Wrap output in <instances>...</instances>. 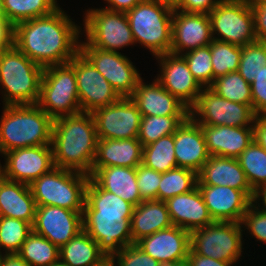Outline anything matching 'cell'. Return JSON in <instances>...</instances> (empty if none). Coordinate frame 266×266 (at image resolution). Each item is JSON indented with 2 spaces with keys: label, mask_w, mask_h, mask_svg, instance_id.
Instances as JSON below:
<instances>
[{
  "label": "cell",
  "mask_w": 266,
  "mask_h": 266,
  "mask_svg": "<svg viewBox=\"0 0 266 266\" xmlns=\"http://www.w3.org/2000/svg\"><path fill=\"white\" fill-rule=\"evenodd\" d=\"M80 26L59 7L13 26V45L42 68L68 63L80 51Z\"/></svg>",
  "instance_id": "cell-1"
},
{
  "label": "cell",
  "mask_w": 266,
  "mask_h": 266,
  "mask_svg": "<svg viewBox=\"0 0 266 266\" xmlns=\"http://www.w3.org/2000/svg\"><path fill=\"white\" fill-rule=\"evenodd\" d=\"M133 209L131 203L102 189L90 177L82 213L83 230L98 243L107 258L134 244L131 236Z\"/></svg>",
  "instance_id": "cell-2"
},
{
  "label": "cell",
  "mask_w": 266,
  "mask_h": 266,
  "mask_svg": "<svg viewBox=\"0 0 266 266\" xmlns=\"http://www.w3.org/2000/svg\"><path fill=\"white\" fill-rule=\"evenodd\" d=\"M97 132L91 113L80 112L53 121L54 166L91 174L96 156Z\"/></svg>",
  "instance_id": "cell-3"
},
{
  "label": "cell",
  "mask_w": 266,
  "mask_h": 266,
  "mask_svg": "<svg viewBox=\"0 0 266 266\" xmlns=\"http://www.w3.org/2000/svg\"><path fill=\"white\" fill-rule=\"evenodd\" d=\"M0 118V154L52 144L53 119L37 104L7 105Z\"/></svg>",
  "instance_id": "cell-4"
},
{
  "label": "cell",
  "mask_w": 266,
  "mask_h": 266,
  "mask_svg": "<svg viewBox=\"0 0 266 266\" xmlns=\"http://www.w3.org/2000/svg\"><path fill=\"white\" fill-rule=\"evenodd\" d=\"M43 71L44 68L14 45L0 51V86L4 90V106L36 104Z\"/></svg>",
  "instance_id": "cell-5"
},
{
  "label": "cell",
  "mask_w": 266,
  "mask_h": 266,
  "mask_svg": "<svg viewBox=\"0 0 266 266\" xmlns=\"http://www.w3.org/2000/svg\"><path fill=\"white\" fill-rule=\"evenodd\" d=\"M173 6L161 0H142L126 12L135 40L156 57L170 53Z\"/></svg>",
  "instance_id": "cell-6"
},
{
  "label": "cell",
  "mask_w": 266,
  "mask_h": 266,
  "mask_svg": "<svg viewBox=\"0 0 266 266\" xmlns=\"http://www.w3.org/2000/svg\"><path fill=\"white\" fill-rule=\"evenodd\" d=\"M89 179L90 175L85 173L54 167L29 187L37 206L83 211Z\"/></svg>",
  "instance_id": "cell-7"
},
{
  "label": "cell",
  "mask_w": 266,
  "mask_h": 266,
  "mask_svg": "<svg viewBox=\"0 0 266 266\" xmlns=\"http://www.w3.org/2000/svg\"><path fill=\"white\" fill-rule=\"evenodd\" d=\"M36 104L53 120L82 112L75 69L69 62L44 68Z\"/></svg>",
  "instance_id": "cell-8"
},
{
  "label": "cell",
  "mask_w": 266,
  "mask_h": 266,
  "mask_svg": "<svg viewBox=\"0 0 266 266\" xmlns=\"http://www.w3.org/2000/svg\"><path fill=\"white\" fill-rule=\"evenodd\" d=\"M84 17L87 40L80 42V47L117 52L118 49L135 43L125 12L97 8L87 10Z\"/></svg>",
  "instance_id": "cell-9"
},
{
  "label": "cell",
  "mask_w": 266,
  "mask_h": 266,
  "mask_svg": "<svg viewBox=\"0 0 266 266\" xmlns=\"http://www.w3.org/2000/svg\"><path fill=\"white\" fill-rule=\"evenodd\" d=\"M243 231L241 223L214 221L190 232V249L218 261L236 263L242 257Z\"/></svg>",
  "instance_id": "cell-10"
},
{
  "label": "cell",
  "mask_w": 266,
  "mask_h": 266,
  "mask_svg": "<svg viewBox=\"0 0 266 266\" xmlns=\"http://www.w3.org/2000/svg\"><path fill=\"white\" fill-rule=\"evenodd\" d=\"M208 15L214 40L239 46L257 41L250 0H222Z\"/></svg>",
  "instance_id": "cell-11"
},
{
  "label": "cell",
  "mask_w": 266,
  "mask_h": 266,
  "mask_svg": "<svg viewBox=\"0 0 266 266\" xmlns=\"http://www.w3.org/2000/svg\"><path fill=\"white\" fill-rule=\"evenodd\" d=\"M189 116L200 125L244 127L253 126L257 115L252 105L229 101L210 87H203Z\"/></svg>",
  "instance_id": "cell-12"
},
{
  "label": "cell",
  "mask_w": 266,
  "mask_h": 266,
  "mask_svg": "<svg viewBox=\"0 0 266 266\" xmlns=\"http://www.w3.org/2000/svg\"><path fill=\"white\" fill-rule=\"evenodd\" d=\"M69 63L75 69L82 112L92 113L96 109L111 105L121 98L105 77L80 51Z\"/></svg>",
  "instance_id": "cell-13"
},
{
  "label": "cell",
  "mask_w": 266,
  "mask_h": 266,
  "mask_svg": "<svg viewBox=\"0 0 266 266\" xmlns=\"http://www.w3.org/2000/svg\"><path fill=\"white\" fill-rule=\"evenodd\" d=\"M99 139L138 138L141 113L130 97H121L115 103L93 111Z\"/></svg>",
  "instance_id": "cell-14"
},
{
  "label": "cell",
  "mask_w": 266,
  "mask_h": 266,
  "mask_svg": "<svg viewBox=\"0 0 266 266\" xmlns=\"http://www.w3.org/2000/svg\"><path fill=\"white\" fill-rule=\"evenodd\" d=\"M80 52L105 77L120 97H131L141 79L135 66L123 54L96 47H80Z\"/></svg>",
  "instance_id": "cell-15"
},
{
  "label": "cell",
  "mask_w": 266,
  "mask_h": 266,
  "mask_svg": "<svg viewBox=\"0 0 266 266\" xmlns=\"http://www.w3.org/2000/svg\"><path fill=\"white\" fill-rule=\"evenodd\" d=\"M3 155L2 176L27 185L55 167L52 145L19 148Z\"/></svg>",
  "instance_id": "cell-16"
},
{
  "label": "cell",
  "mask_w": 266,
  "mask_h": 266,
  "mask_svg": "<svg viewBox=\"0 0 266 266\" xmlns=\"http://www.w3.org/2000/svg\"><path fill=\"white\" fill-rule=\"evenodd\" d=\"M160 61L161 76L156 80L189 109L196 103L203 87L193 77L182 55L166 53L155 57Z\"/></svg>",
  "instance_id": "cell-17"
},
{
  "label": "cell",
  "mask_w": 266,
  "mask_h": 266,
  "mask_svg": "<svg viewBox=\"0 0 266 266\" xmlns=\"http://www.w3.org/2000/svg\"><path fill=\"white\" fill-rule=\"evenodd\" d=\"M82 213L57 206H37L32 228L60 249L83 230Z\"/></svg>",
  "instance_id": "cell-18"
},
{
  "label": "cell",
  "mask_w": 266,
  "mask_h": 266,
  "mask_svg": "<svg viewBox=\"0 0 266 266\" xmlns=\"http://www.w3.org/2000/svg\"><path fill=\"white\" fill-rule=\"evenodd\" d=\"M171 33L170 53L176 55L207 46L213 40L208 14L181 12L174 9Z\"/></svg>",
  "instance_id": "cell-19"
},
{
  "label": "cell",
  "mask_w": 266,
  "mask_h": 266,
  "mask_svg": "<svg viewBox=\"0 0 266 266\" xmlns=\"http://www.w3.org/2000/svg\"><path fill=\"white\" fill-rule=\"evenodd\" d=\"M214 221L241 223L252 198L242 190L229 186L197 185Z\"/></svg>",
  "instance_id": "cell-20"
},
{
  "label": "cell",
  "mask_w": 266,
  "mask_h": 266,
  "mask_svg": "<svg viewBox=\"0 0 266 266\" xmlns=\"http://www.w3.org/2000/svg\"><path fill=\"white\" fill-rule=\"evenodd\" d=\"M144 253L160 263L184 260L190 250V232L172 225L135 243Z\"/></svg>",
  "instance_id": "cell-21"
},
{
  "label": "cell",
  "mask_w": 266,
  "mask_h": 266,
  "mask_svg": "<svg viewBox=\"0 0 266 266\" xmlns=\"http://www.w3.org/2000/svg\"><path fill=\"white\" fill-rule=\"evenodd\" d=\"M174 151L177 167L190 169L197 174L210 157L201 126L190 116L174 133Z\"/></svg>",
  "instance_id": "cell-22"
},
{
  "label": "cell",
  "mask_w": 266,
  "mask_h": 266,
  "mask_svg": "<svg viewBox=\"0 0 266 266\" xmlns=\"http://www.w3.org/2000/svg\"><path fill=\"white\" fill-rule=\"evenodd\" d=\"M130 98L141 116H189V108L156 79L145 84L141 78Z\"/></svg>",
  "instance_id": "cell-23"
},
{
  "label": "cell",
  "mask_w": 266,
  "mask_h": 266,
  "mask_svg": "<svg viewBox=\"0 0 266 266\" xmlns=\"http://www.w3.org/2000/svg\"><path fill=\"white\" fill-rule=\"evenodd\" d=\"M210 156L237 158L253 141V126L200 125Z\"/></svg>",
  "instance_id": "cell-24"
},
{
  "label": "cell",
  "mask_w": 266,
  "mask_h": 266,
  "mask_svg": "<svg viewBox=\"0 0 266 266\" xmlns=\"http://www.w3.org/2000/svg\"><path fill=\"white\" fill-rule=\"evenodd\" d=\"M165 202L172 224L184 230L191 232L214 222L198 187Z\"/></svg>",
  "instance_id": "cell-25"
},
{
  "label": "cell",
  "mask_w": 266,
  "mask_h": 266,
  "mask_svg": "<svg viewBox=\"0 0 266 266\" xmlns=\"http://www.w3.org/2000/svg\"><path fill=\"white\" fill-rule=\"evenodd\" d=\"M197 185L229 186L245 191L251 198L254 196V190L236 158L210 156L198 173Z\"/></svg>",
  "instance_id": "cell-26"
},
{
  "label": "cell",
  "mask_w": 266,
  "mask_h": 266,
  "mask_svg": "<svg viewBox=\"0 0 266 266\" xmlns=\"http://www.w3.org/2000/svg\"><path fill=\"white\" fill-rule=\"evenodd\" d=\"M143 146L138 138L99 139L90 177L104 167L121 166L136 168L142 163Z\"/></svg>",
  "instance_id": "cell-27"
},
{
  "label": "cell",
  "mask_w": 266,
  "mask_h": 266,
  "mask_svg": "<svg viewBox=\"0 0 266 266\" xmlns=\"http://www.w3.org/2000/svg\"><path fill=\"white\" fill-rule=\"evenodd\" d=\"M36 209L29 185L0 177V216L20 219L33 226Z\"/></svg>",
  "instance_id": "cell-28"
},
{
  "label": "cell",
  "mask_w": 266,
  "mask_h": 266,
  "mask_svg": "<svg viewBox=\"0 0 266 266\" xmlns=\"http://www.w3.org/2000/svg\"><path fill=\"white\" fill-rule=\"evenodd\" d=\"M91 178L102 189L121 197L134 207L144 201L137 185L136 168L121 166L99 168Z\"/></svg>",
  "instance_id": "cell-29"
},
{
  "label": "cell",
  "mask_w": 266,
  "mask_h": 266,
  "mask_svg": "<svg viewBox=\"0 0 266 266\" xmlns=\"http://www.w3.org/2000/svg\"><path fill=\"white\" fill-rule=\"evenodd\" d=\"M172 225L165 201L144 200L133 209L131 218L133 243Z\"/></svg>",
  "instance_id": "cell-30"
},
{
  "label": "cell",
  "mask_w": 266,
  "mask_h": 266,
  "mask_svg": "<svg viewBox=\"0 0 266 266\" xmlns=\"http://www.w3.org/2000/svg\"><path fill=\"white\" fill-rule=\"evenodd\" d=\"M107 256L84 230L59 249V260L68 266H100Z\"/></svg>",
  "instance_id": "cell-31"
},
{
  "label": "cell",
  "mask_w": 266,
  "mask_h": 266,
  "mask_svg": "<svg viewBox=\"0 0 266 266\" xmlns=\"http://www.w3.org/2000/svg\"><path fill=\"white\" fill-rule=\"evenodd\" d=\"M5 19L12 25L51 14L60 6L57 0H3Z\"/></svg>",
  "instance_id": "cell-32"
},
{
  "label": "cell",
  "mask_w": 266,
  "mask_h": 266,
  "mask_svg": "<svg viewBox=\"0 0 266 266\" xmlns=\"http://www.w3.org/2000/svg\"><path fill=\"white\" fill-rule=\"evenodd\" d=\"M17 254L31 266H50L59 261V248L34 231L28 235Z\"/></svg>",
  "instance_id": "cell-33"
},
{
  "label": "cell",
  "mask_w": 266,
  "mask_h": 266,
  "mask_svg": "<svg viewBox=\"0 0 266 266\" xmlns=\"http://www.w3.org/2000/svg\"><path fill=\"white\" fill-rule=\"evenodd\" d=\"M142 164L159 173L177 167L174 151V134L161 137L143 147Z\"/></svg>",
  "instance_id": "cell-34"
},
{
  "label": "cell",
  "mask_w": 266,
  "mask_h": 266,
  "mask_svg": "<svg viewBox=\"0 0 266 266\" xmlns=\"http://www.w3.org/2000/svg\"><path fill=\"white\" fill-rule=\"evenodd\" d=\"M198 174L190 169L176 167L161 173L158 200L167 201L176 195L192 191L197 187Z\"/></svg>",
  "instance_id": "cell-35"
},
{
  "label": "cell",
  "mask_w": 266,
  "mask_h": 266,
  "mask_svg": "<svg viewBox=\"0 0 266 266\" xmlns=\"http://www.w3.org/2000/svg\"><path fill=\"white\" fill-rule=\"evenodd\" d=\"M189 116H142L138 140L142 146L156 142L161 137L174 134Z\"/></svg>",
  "instance_id": "cell-36"
},
{
  "label": "cell",
  "mask_w": 266,
  "mask_h": 266,
  "mask_svg": "<svg viewBox=\"0 0 266 266\" xmlns=\"http://www.w3.org/2000/svg\"><path fill=\"white\" fill-rule=\"evenodd\" d=\"M236 159L254 191L266 185V151L255 140Z\"/></svg>",
  "instance_id": "cell-37"
},
{
  "label": "cell",
  "mask_w": 266,
  "mask_h": 266,
  "mask_svg": "<svg viewBox=\"0 0 266 266\" xmlns=\"http://www.w3.org/2000/svg\"><path fill=\"white\" fill-rule=\"evenodd\" d=\"M210 88L229 101L252 105L251 84L238 71L216 78Z\"/></svg>",
  "instance_id": "cell-38"
},
{
  "label": "cell",
  "mask_w": 266,
  "mask_h": 266,
  "mask_svg": "<svg viewBox=\"0 0 266 266\" xmlns=\"http://www.w3.org/2000/svg\"><path fill=\"white\" fill-rule=\"evenodd\" d=\"M213 82L216 78L230 72L238 71L242 46L212 40L210 43Z\"/></svg>",
  "instance_id": "cell-39"
},
{
  "label": "cell",
  "mask_w": 266,
  "mask_h": 266,
  "mask_svg": "<svg viewBox=\"0 0 266 266\" xmlns=\"http://www.w3.org/2000/svg\"><path fill=\"white\" fill-rule=\"evenodd\" d=\"M32 231L28 222L0 216V250L3 248L5 254H17Z\"/></svg>",
  "instance_id": "cell-40"
},
{
  "label": "cell",
  "mask_w": 266,
  "mask_h": 266,
  "mask_svg": "<svg viewBox=\"0 0 266 266\" xmlns=\"http://www.w3.org/2000/svg\"><path fill=\"white\" fill-rule=\"evenodd\" d=\"M266 66V41H255L242 46L239 74L251 84Z\"/></svg>",
  "instance_id": "cell-41"
},
{
  "label": "cell",
  "mask_w": 266,
  "mask_h": 266,
  "mask_svg": "<svg viewBox=\"0 0 266 266\" xmlns=\"http://www.w3.org/2000/svg\"><path fill=\"white\" fill-rule=\"evenodd\" d=\"M182 56L187 61L193 77L199 84L202 87H210L213 84L210 44L189 52H184Z\"/></svg>",
  "instance_id": "cell-42"
},
{
  "label": "cell",
  "mask_w": 266,
  "mask_h": 266,
  "mask_svg": "<svg viewBox=\"0 0 266 266\" xmlns=\"http://www.w3.org/2000/svg\"><path fill=\"white\" fill-rule=\"evenodd\" d=\"M136 178L141 198L143 200H158L161 173L141 163L136 167Z\"/></svg>",
  "instance_id": "cell-43"
},
{
  "label": "cell",
  "mask_w": 266,
  "mask_h": 266,
  "mask_svg": "<svg viewBox=\"0 0 266 266\" xmlns=\"http://www.w3.org/2000/svg\"><path fill=\"white\" fill-rule=\"evenodd\" d=\"M110 259L114 266H160L161 263L144 253L136 244L122 248ZM117 260V264L115 263Z\"/></svg>",
  "instance_id": "cell-44"
},
{
  "label": "cell",
  "mask_w": 266,
  "mask_h": 266,
  "mask_svg": "<svg viewBox=\"0 0 266 266\" xmlns=\"http://www.w3.org/2000/svg\"><path fill=\"white\" fill-rule=\"evenodd\" d=\"M241 226L247 227L246 229L257 240L266 243V213L257 208V203L250 204L243 215Z\"/></svg>",
  "instance_id": "cell-45"
},
{
  "label": "cell",
  "mask_w": 266,
  "mask_h": 266,
  "mask_svg": "<svg viewBox=\"0 0 266 266\" xmlns=\"http://www.w3.org/2000/svg\"><path fill=\"white\" fill-rule=\"evenodd\" d=\"M252 108L257 116H266V66L251 83Z\"/></svg>",
  "instance_id": "cell-46"
},
{
  "label": "cell",
  "mask_w": 266,
  "mask_h": 266,
  "mask_svg": "<svg viewBox=\"0 0 266 266\" xmlns=\"http://www.w3.org/2000/svg\"><path fill=\"white\" fill-rule=\"evenodd\" d=\"M250 7L254 17L256 38L259 41H266V2L264 0H250Z\"/></svg>",
  "instance_id": "cell-47"
},
{
  "label": "cell",
  "mask_w": 266,
  "mask_h": 266,
  "mask_svg": "<svg viewBox=\"0 0 266 266\" xmlns=\"http://www.w3.org/2000/svg\"><path fill=\"white\" fill-rule=\"evenodd\" d=\"M222 0H179L173 8L181 12L209 14Z\"/></svg>",
  "instance_id": "cell-48"
},
{
  "label": "cell",
  "mask_w": 266,
  "mask_h": 266,
  "mask_svg": "<svg viewBox=\"0 0 266 266\" xmlns=\"http://www.w3.org/2000/svg\"><path fill=\"white\" fill-rule=\"evenodd\" d=\"M187 258L191 266H231L233 264L196 254L191 249Z\"/></svg>",
  "instance_id": "cell-49"
},
{
  "label": "cell",
  "mask_w": 266,
  "mask_h": 266,
  "mask_svg": "<svg viewBox=\"0 0 266 266\" xmlns=\"http://www.w3.org/2000/svg\"><path fill=\"white\" fill-rule=\"evenodd\" d=\"M13 45V26L5 19L0 18V51Z\"/></svg>",
  "instance_id": "cell-50"
},
{
  "label": "cell",
  "mask_w": 266,
  "mask_h": 266,
  "mask_svg": "<svg viewBox=\"0 0 266 266\" xmlns=\"http://www.w3.org/2000/svg\"><path fill=\"white\" fill-rule=\"evenodd\" d=\"M253 131L254 140L266 151V116H256Z\"/></svg>",
  "instance_id": "cell-51"
},
{
  "label": "cell",
  "mask_w": 266,
  "mask_h": 266,
  "mask_svg": "<svg viewBox=\"0 0 266 266\" xmlns=\"http://www.w3.org/2000/svg\"><path fill=\"white\" fill-rule=\"evenodd\" d=\"M109 4L105 9L118 11V12H127L136 6L142 0H104Z\"/></svg>",
  "instance_id": "cell-52"
},
{
  "label": "cell",
  "mask_w": 266,
  "mask_h": 266,
  "mask_svg": "<svg viewBox=\"0 0 266 266\" xmlns=\"http://www.w3.org/2000/svg\"><path fill=\"white\" fill-rule=\"evenodd\" d=\"M1 266H31L18 254H5Z\"/></svg>",
  "instance_id": "cell-53"
},
{
  "label": "cell",
  "mask_w": 266,
  "mask_h": 266,
  "mask_svg": "<svg viewBox=\"0 0 266 266\" xmlns=\"http://www.w3.org/2000/svg\"><path fill=\"white\" fill-rule=\"evenodd\" d=\"M262 201V206L260 207V204L258 201ZM253 203H258L257 208H260L261 211L266 213V185L259 186L255 191H254V196L252 198Z\"/></svg>",
  "instance_id": "cell-54"
},
{
  "label": "cell",
  "mask_w": 266,
  "mask_h": 266,
  "mask_svg": "<svg viewBox=\"0 0 266 266\" xmlns=\"http://www.w3.org/2000/svg\"><path fill=\"white\" fill-rule=\"evenodd\" d=\"M160 266H191L188 258L178 261V262H172V263H161Z\"/></svg>",
  "instance_id": "cell-55"
},
{
  "label": "cell",
  "mask_w": 266,
  "mask_h": 266,
  "mask_svg": "<svg viewBox=\"0 0 266 266\" xmlns=\"http://www.w3.org/2000/svg\"><path fill=\"white\" fill-rule=\"evenodd\" d=\"M0 18H5V10L3 0H0Z\"/></svg>",
  "instance_id": "cell-56"
},
{
  "label": "cell",
  "mask_w": 266,
  "mask_h": 266,
  "mask_svg": "<svg viewBox=\"0 0 266 266\" xmlns=\"http://www.w3.org/2000/svg\"><path fill=\"white\" fill-rule=\"evenodd\" d=\"M100 266H114L113 260L108 258L105 262H103Z\"/></svg>",
  "instance_id": "cell-57"
},
{
  "label": "cell",
  "mask_w": 266,
  "mask_h": 266,
  "mask_svg": "<svg viewBox=\"0 0 266 266\" xmlns=\"http://www.w3.org/2000/svg\"><path fill=\"white\" fill-rule=\"evenodd\" d=\"M161 1L171 6H174L179 0H161Z\"/></svg>",
  "instance_id": "cell-58"
},
{
  "label": "cell",
  "mask_w": 266,
  "mask_h": 266,
  "mask_svg": "<svg viewBox=\"0 0 266 266\" xmlns=\"http://www.w3.org/2000/svg\"><path fill=\"white\" fill-rule=\"evenodd\" d=\"M50 266H68V265L62 263V262L59 260L58 262H56V263H54V264H51Z\"/></svg>",
  "instance_id": "cell-59"
},
{
  "label": "cell",
  "mask_w": 266,
  "mask_h": 266,
  "mask_svg": "<svg viewBox=\"0 0 266 266\" xmlns=\"http://www.w3.org/2000/svg\"><path fill=\"white\" fill-rule=\"evenodd\" d=\"M4 255L5 254L4 253L2 254V251L0 250V266H1Z\"/></svg>",
  "instance_id": "cell-60"
},
{
  "label": "cell",
  "mask_w": 266,
  "mask_h": 266,
  "mask_svg": "<svg viewBox=\"0 0 266 266\" xmlns=\"http://www.w3.org/2000/svg\"><path fill=\"white\" fill-rule=\"evenodd\" d=\"M2 176V166L0 164V177Z\"/></svg>",
  "instance_id": "cell-61"
}]
</instances>
